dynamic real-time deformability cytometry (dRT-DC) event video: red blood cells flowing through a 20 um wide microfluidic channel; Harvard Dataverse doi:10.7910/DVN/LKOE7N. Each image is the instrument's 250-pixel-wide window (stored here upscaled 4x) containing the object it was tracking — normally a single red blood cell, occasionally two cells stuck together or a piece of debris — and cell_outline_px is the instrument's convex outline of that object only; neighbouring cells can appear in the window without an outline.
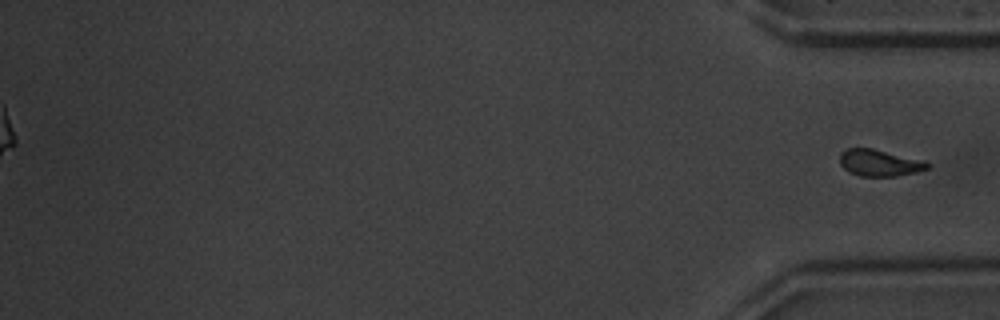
{"species": "common noctule bat (a hibernating species)", "species_latin": "Nyctalus noctula", "temperature_condition": "warm", "stored_images_in_passage": 54, "segment_of_instrument_passage": [2, 2], "camera_frame_rate_fps": 3000, "um_per_image_px": 0.085, "animal": {"sex": "male", "body_mass_g": 20.1, "forearm_length_mm": 53.5}, "frame": {"image": 1, "passage_image": 54, "time_ms": 17.667, "image_size_px": [1000, 320], "cell_outline_px": [[932, 164], [928, 168], [916, 172], [896, 176], [860, 176], [848, 172], [840, 164], [840, 152], [848, 148], [872, 148], [924, 160]], "centroid_in_image_um": [74.76, 13.84], "position_along_channel_um": 360.4, "area_um2": 13.7}}